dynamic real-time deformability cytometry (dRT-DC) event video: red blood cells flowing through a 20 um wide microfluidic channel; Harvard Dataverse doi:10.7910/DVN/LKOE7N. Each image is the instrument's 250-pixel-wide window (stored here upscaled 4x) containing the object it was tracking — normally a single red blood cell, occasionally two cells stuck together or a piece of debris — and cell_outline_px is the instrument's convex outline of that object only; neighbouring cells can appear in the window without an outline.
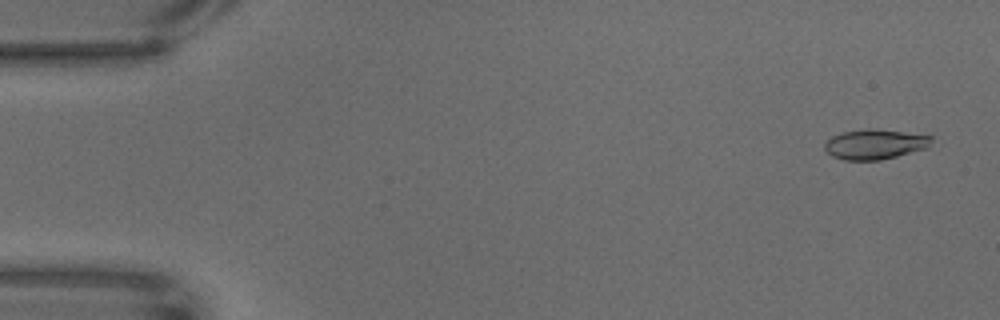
{"species": "common noctule bat (a hibernating species)", "species_latin": "Nyctalus noctula", "temperature_condition": "warm", "stored_images_in_passage": 9, "camera_frame_rate_fps": 3000, "um_per_image_px": 0.085, "animal": {"sex": "male", "body_mass_g": 18.8}, "frame": {"image": 1, "passage_image": 3, "time_ms": 0.667, "image_size_px": [1000, 320], "cell_outline_px": [[932, 140], [928, 148], [880, 160], [844, 160], [832, 156], [824, 148], [824, 144], [832, 136], [844, 132], [868, 128], [932, 136]], "centroid_in_image_um": [74.36, 12.27], "position_along_channel_um": 10.6, "area_um2": 18.38}}